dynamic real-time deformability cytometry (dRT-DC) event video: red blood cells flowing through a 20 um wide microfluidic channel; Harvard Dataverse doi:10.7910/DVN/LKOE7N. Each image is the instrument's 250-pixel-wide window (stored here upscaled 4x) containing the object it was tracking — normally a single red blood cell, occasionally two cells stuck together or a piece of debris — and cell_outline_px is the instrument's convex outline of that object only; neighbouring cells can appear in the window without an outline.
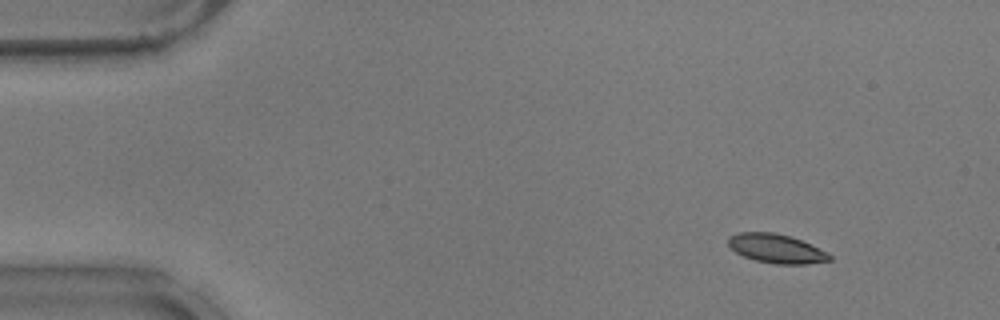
{"species": "common noctule bat (a hibernating species)", "species_latin": "Nyctalus noctula", "temperature_condition": "warm", "stored_images_in_passage": 55, "camera_frame_rate_fps": 3000, "um_per_image_px": 0.085, "animal": {"sex": "male", "body_mass_g": 17.9}, "frame": {"image": 1, "passage_image": 7, "time_ms": 2.0, "image_size_px": [1000, 320], "cell_outline_px": [[832, 260], [804, 264], [776, 264], [756, 260], [744, 256], [736, 252], [728, 244], [728, 236], [736, 232], [772, 232], [792, 236], [828, 252], [832, 256]], "centroid_in_image_um": [65.99, 21.12], "position_along_channel_um": 19.0, "area_um2": 17.17}}
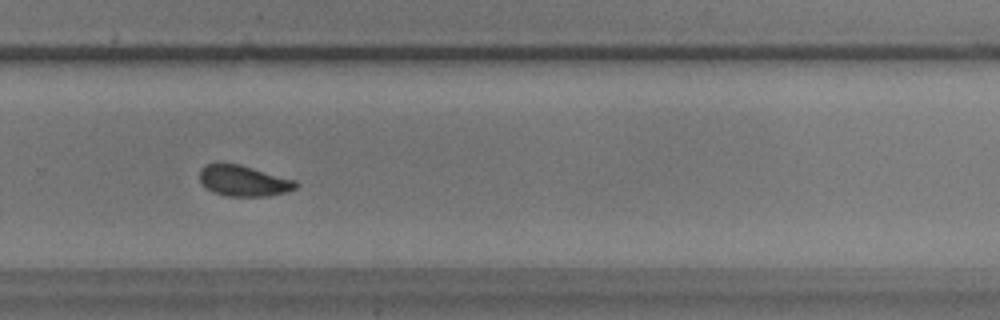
{"frame": {"image": 2, "passage_image": 38, "time_ms": 12.333, "image_size_px": [1000, 320], "cell_outline_px": [[300, 184], [296, 188], [288, 192], [268, 196], [228, 196], [212, 192], [204, 188], [200, 184], [200, 168], [204, 164], [240, 164], [296, 180]], "centroid_in_image_um": [20.71, 15.38], "position_along_channel_um": 309.1, "area_um2": 17.51}}
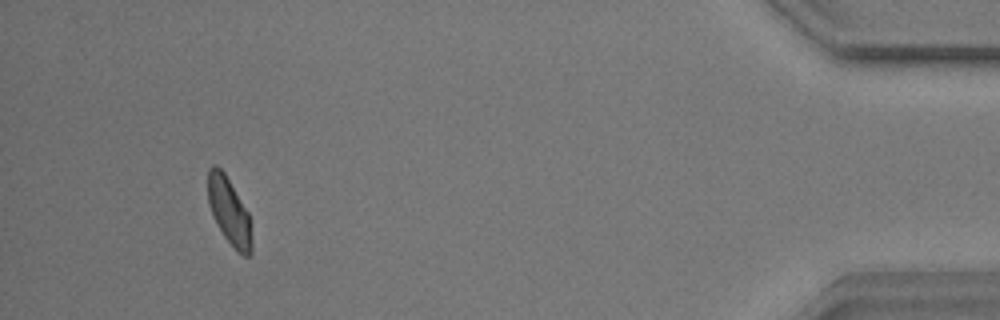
{"frame": {"image": 3, "passage_image": 52, "time_ms": 17.0, "image_size_px": [1000, 320], "cell_outline_px": [[252, 252], [248, 256], [244, 256], [224, 236], [208, 204], [208, 168], [212, 164], [216, 164], [224, 172], [248, 212], [252, 244]], "centroid_in_image_um": [19.47, 17.9], "position_along_channel_um": 415.7, "area_um2": 16.59}, "authors_computed_cell_mechanics": {"area_um2": 17.3978, "velocity_mm_per_s": 3.7084, "shape_relaxation_time_tau1_ms": 3.7126, "shape_relaxation_time_tau2_ms": 1.9801, "deformation_change_tau1": 0.1204, "deformation_change_tau2": 0.0646}}